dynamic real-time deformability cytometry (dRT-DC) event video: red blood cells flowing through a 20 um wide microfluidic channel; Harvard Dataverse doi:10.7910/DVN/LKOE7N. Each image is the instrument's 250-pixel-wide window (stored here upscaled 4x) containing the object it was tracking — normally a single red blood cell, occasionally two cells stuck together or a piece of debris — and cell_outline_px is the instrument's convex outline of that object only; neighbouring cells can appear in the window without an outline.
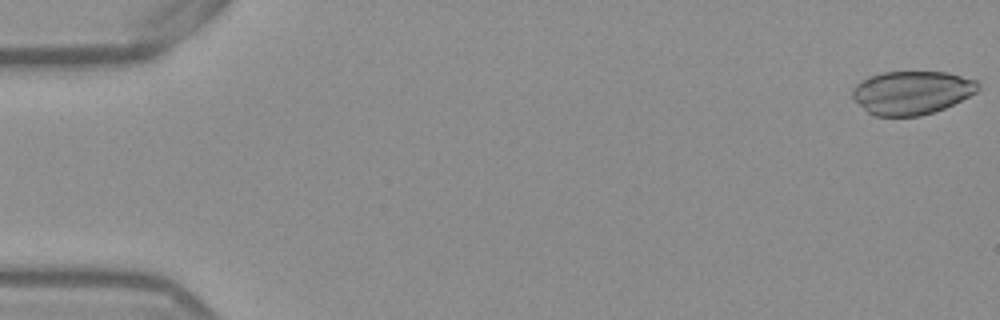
{"species": "Egyptian fruit bat (a non-hibernating species)", "species_latin": "Rousettus aegyptiacus", "temperature_condition": "warm", "stored_images_in_passage": 53, "camera_frame_rate_fps": 3000, "um_per_image_px": 0.085, "frame": {"image": 1, "passage_image": 1, "time_ms": 0.0, "image_size_px": [1000, 320], "cell_outline_px": [[980, 88], [976, 92], [944, 108], [920, 116], [876, 116], [868, 112], [852, 96], [852, 88], [860, 80], [868, 76], [880, 72], [948, 72], [976, 80], [980, 84]], "centroid_in_image_um": [77.49, 7.85], "position_along_channel_um": 7.5, "area_um2": 31.73}}
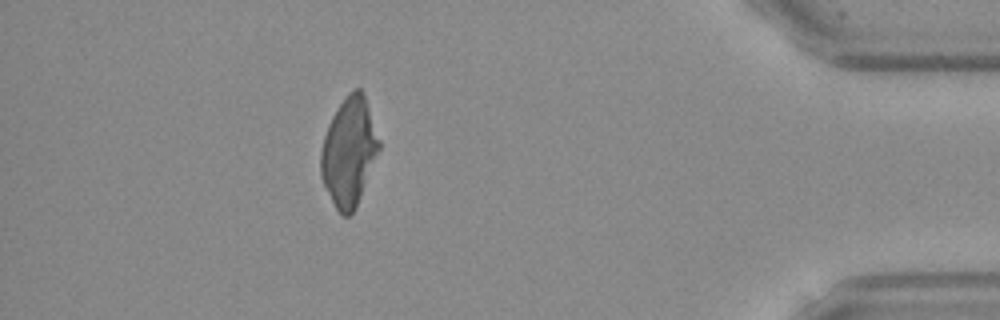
{"frame": {"image": 2, "passage_image": 47, "time_ms": 15.333, "image_size_px": [1000, 320], "cell_outline_px": [[380, 148], [356, 208], [348, 216], [344, 216], [336, 208], [320, 176], [320, 152], [324, 136], [328, 124], [332, 116], [348, 92], [352, 88], [360, 88], [364, 92], [380, 140]], "centroid_in_image_um": [29.67, 12.86], "position_along_channel_um": 405.5, "area_um2": 36.7}}